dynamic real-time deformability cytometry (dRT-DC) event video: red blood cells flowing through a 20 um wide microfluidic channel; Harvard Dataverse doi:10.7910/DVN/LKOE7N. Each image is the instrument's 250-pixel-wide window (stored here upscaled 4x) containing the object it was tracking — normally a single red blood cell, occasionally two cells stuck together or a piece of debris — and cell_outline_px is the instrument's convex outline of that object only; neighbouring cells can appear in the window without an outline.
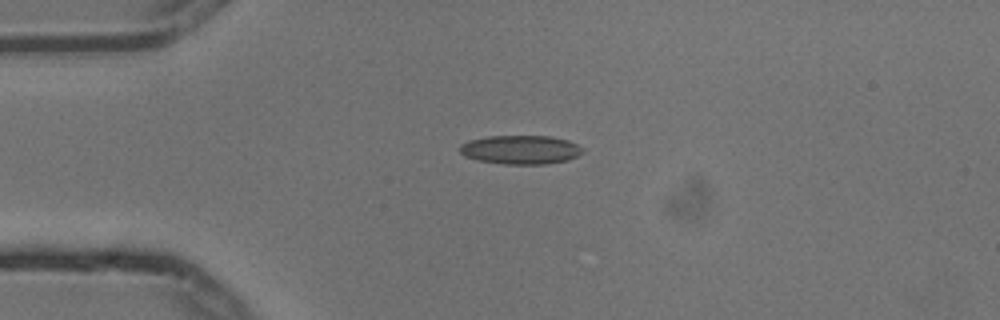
{"species": "common noctule bat (a hibernating species)", "species_latin": "Nyctalus noctula", "temperature_condition": "cold", "stored_images_in_passage": 1, "camera_frame_rate_fps": 3000, "um_per_image_px": 0.085, "animal": {"sex": "male", "body_mass_g": 13.3}, "frame": {"image": 1, "passage_image": 1, "time_ms": 0.0, "image_size_px": [1000, 320], "cell_outline_px": [[584, 152], [568, 160], [544, 164], [504, 164], [476, 160], [464, 156], [460, 152], [460, 144], [468, 140], [488, 136], [552, 136], [568, 140], [584, 148]], "centroid_in_image_um": [44.24, 12.72], "position_along_channel_um": 40.8, "area_um2": 20.81}}